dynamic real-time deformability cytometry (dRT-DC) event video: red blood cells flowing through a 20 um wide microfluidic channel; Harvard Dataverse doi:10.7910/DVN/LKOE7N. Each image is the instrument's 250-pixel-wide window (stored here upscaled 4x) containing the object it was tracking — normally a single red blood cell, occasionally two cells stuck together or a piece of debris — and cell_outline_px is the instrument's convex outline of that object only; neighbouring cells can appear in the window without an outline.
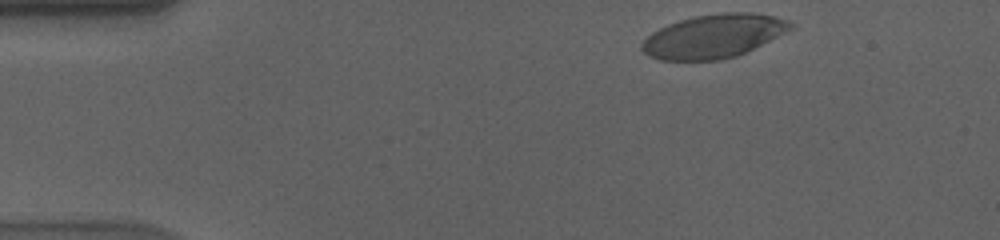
{"species": "human", "species_latin": "Homo sapiens", "temperature_condition": "cold", "stored_images_in_passage": 50, "camera_frame_rate_fps": 3000, "um_per_image_px": 0.085, "donor": {"sex": "male"}, "frame": {"image": 1, "passage_image": 1, "time_ms": 0.0, "image_size_px": [1000, 240], "cell_outline_px": [[792, 28], [736, 56], [720, 60], [660, 60], [648, 56], [640, 48], [640, 44], [652, 32], [668, 24], [680, 20], [696, 16], [724, 12], [752, 12], [772, 16], [788, 20], [792, 24]], "centroid_in_image_um": [60.59, 3.07], "position_along_channel_um": 24.4, "area_um2": 37.22}}
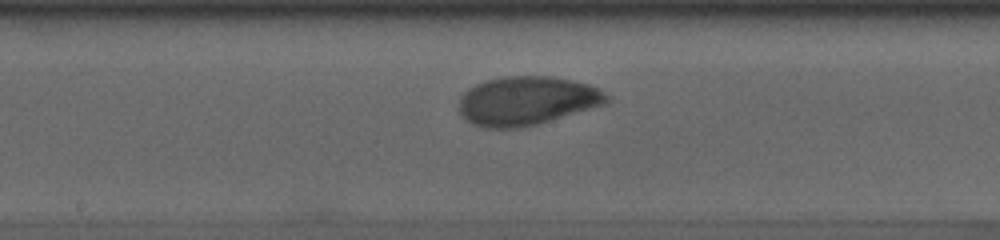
{"frame": {"image": 2, "passage_image": 23, "time_ms": 7.333, "image_size_px": [1000, 240], "cell_outline_px": [[612, 100], [604, 104], [536, 124], [520, 128], [484, 128], [472, 124], [464, 120], [460, 116], [460, 96], [468, 88], [484, 80], [504, 76], [552, 76], [572, 80], [588, 84], [600, 88]], "centroid_in_image_um": [44.74, 8.56], "position_along_channel_um": 203.5, "area_um2": 42.14}}
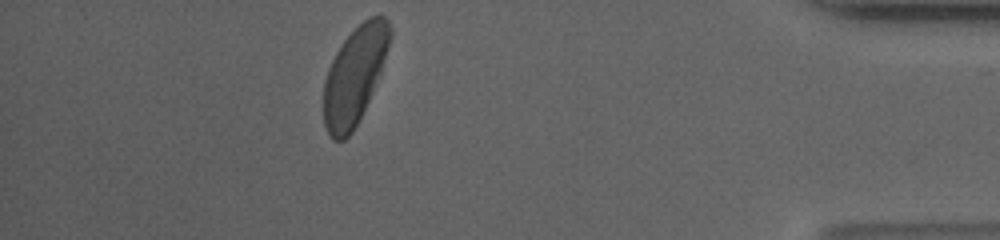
{"frame": {"image": 3, "passage_image": 44, "time_ms": 14.333, "image_size_px": [1000, 240], "cell_outline_px": [[392, 36], [380, 72], [368, 100], [352, 132], [344, 140], [332, 140], [324, 124], [324, 80], [328, 68], [336, 52], [344, 40], [368, 16], [384, 16], [388, 20], [392, 28]], "centroid_in_image_um": [30.14, 6.39], "position_along_channel_um": 405.1, "area_um2": 36.99}, "authors_computed_cell_mechanics": {"area_um2": 39.9976, "velocity_mm_per_s": 3.5336, "shape_relaxation_time_tau1_ms": 4.3194, "shape_relaxation_time_tau2_ms": 1.2862, "deformation_change_tau1": 0.1676, "deformation_change_tau2": 0.0497}}